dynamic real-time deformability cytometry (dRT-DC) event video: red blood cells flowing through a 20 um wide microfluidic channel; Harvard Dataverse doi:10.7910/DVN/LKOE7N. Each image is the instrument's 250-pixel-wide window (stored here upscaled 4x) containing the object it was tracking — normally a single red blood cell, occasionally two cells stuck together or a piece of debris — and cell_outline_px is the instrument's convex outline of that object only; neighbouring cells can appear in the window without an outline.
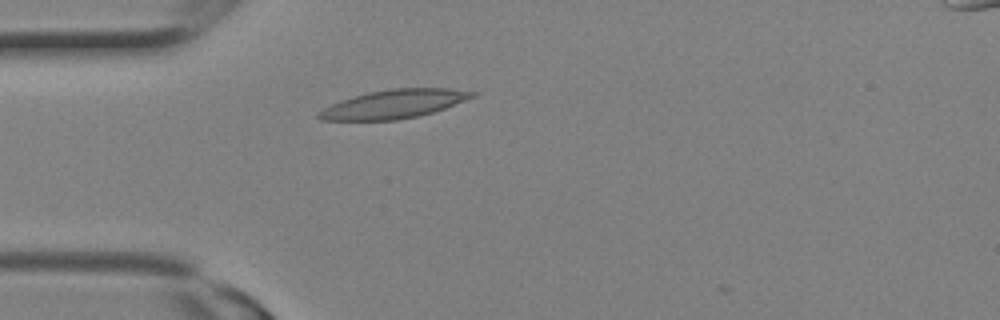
{"species": "Egyptian fruit bat (a non-hibernating species)", "species_latin": "Rousettus aegyptiacus", "temperature_condition": "room temperature", "stored_images_in_passage": 3, "camera_frame_rate_fps": 3000, "um_per_image_px": 0.085, "animal": {"sex": "female"}, "frame": {"image": 1, "passage_image": 2, "time_ms": 0.333, "image_size_px": [1000, 320], "cell_outline_px": [[476, 96], [444, 108], [420, 116], [396, 120], [320, 120], [316, 116], [316, 112], [340, 100], [352, 96], [368, 92], [392, 88], [448, 88], [476, 92]], "centroid_in_image_um": [33.45, 8.84], "position_along_channel_um": 51.6, "area_um2": 25.61}}